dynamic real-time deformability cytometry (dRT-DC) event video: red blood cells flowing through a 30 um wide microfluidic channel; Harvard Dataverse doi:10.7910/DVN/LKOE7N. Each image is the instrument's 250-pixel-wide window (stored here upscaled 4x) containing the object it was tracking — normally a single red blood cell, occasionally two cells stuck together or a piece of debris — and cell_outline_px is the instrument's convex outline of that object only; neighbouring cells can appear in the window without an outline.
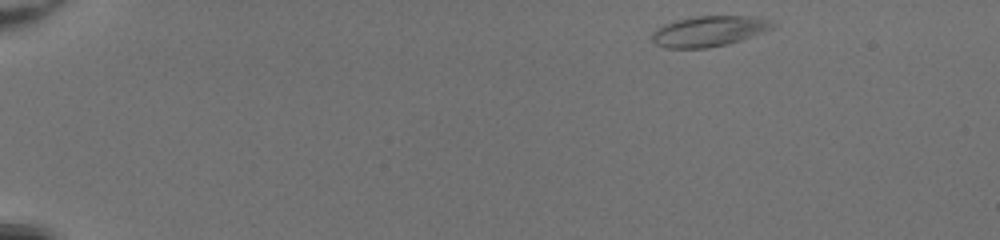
{"species": "common noctule bat (a hibernating species)", "species_latin": "Nyctalus noctula", "temperature_condition": "room temperature", "stored_images_in_passage": 44, "camera_frame_rate_fps": 3000, "um_per_image_px": 0.085, "animal": {"sex": "female", "body_mass_g": 20.0, "forearm_length_mm": 54.0}, "frame": {"image": 1, "passage_image": 1, "time_ms": 0.0, "image_size_px": [1000, 240], "cell_outline_px": [[776, 24], [772, 28], [740, 40], [728, 44], [708, 48], [668, 48], [656, 44], [652, 40], [652, 32], [656, 28], [664, 24], [676, 20], [696, 16], [756, 16], [772, 20]], "centroid_in_image_um": [60.26, 2.64], "position_along_channel_um": 24.7, "area_um2": 21.44}}
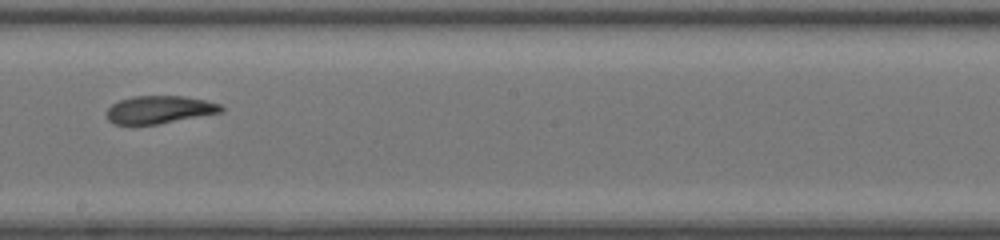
{"frame": {"image": 2, "passage_image": 25, "time_ms": 8.0, "image_size_px": [1000, 240], "cell_outline_px": [[224, 112], [156, 124], [112, 124], [108, 120], [108, 108], [112, 104], [120, 100], [132, 96], [184, 96], [204, 100], [220, 104], [224, 108]], "centroid_in_image_um": [13.57, 9.31], "position_along_channel_um": 234.6, "area_um2": 18.38}}
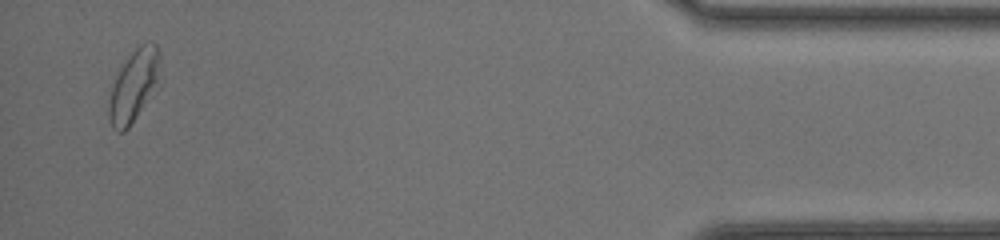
{"frame": {"image": 3, "passage_image": 43, "time_ms": 14.0, "image_size_px": [1000, 240], "cell_outline_px": [[164, 80], [128, 128], [124, 132], [116, 132], [112, 128], [108, 116], [108, 104], [112, 84], [120, 68], [128, 56], [140, 44], [156, 44], [160, 52]], "centroid_in_image_um": [11.45, 7.29], "position_along_channel_um": 423.8, "area_um2": 22.31}, "authors_computed_cell_mechanics": {"area_um2": 20.0566, "velocity_mm_per_s": 4.2078, "shape_relaxation_time_tau1_ms": 2.8861, "shape_relaxation_time_tau2_ms": 2.3677, "deformation_change_tau1": 0.1242, "deformation_change_tau2": 0.1004}}